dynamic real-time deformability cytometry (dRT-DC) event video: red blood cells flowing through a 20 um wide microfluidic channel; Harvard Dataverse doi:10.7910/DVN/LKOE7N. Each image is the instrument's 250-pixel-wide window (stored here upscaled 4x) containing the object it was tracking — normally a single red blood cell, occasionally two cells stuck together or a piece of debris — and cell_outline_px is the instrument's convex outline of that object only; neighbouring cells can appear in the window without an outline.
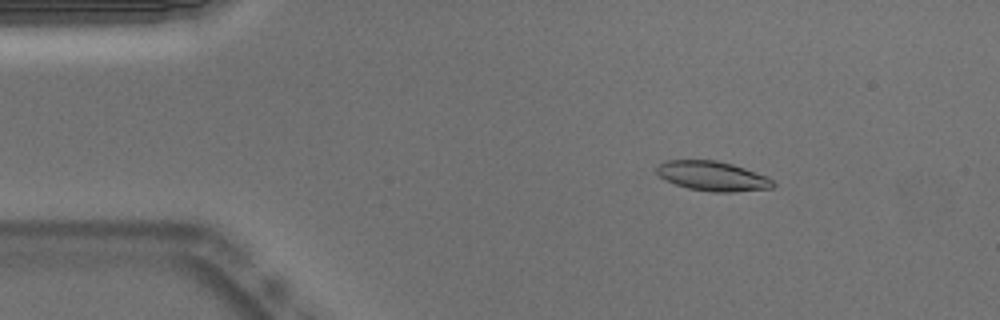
{"species": "Egyptian fruit bat (a non-hibernating species)", "species_latin": "Rousettus aegyptiacus", "temperature_condition": "warm", "stored_images_in_passage": 53, "camera_frame_rate_fps": 3000, "um_per_image_px": 0.085, "animal": {"sex": "male"}, "frame": {"image": 1, "passage_image": 8, "time_ms": 2.333, "image_size_px": [1000, 320], "cell_outline_px": [[776, 184], [772, 188], [732, 192], [712, 192], [688, 188], [664, 180], [656, 172], [656, 164], [664, 160], [716, 160], [732, 164], [768, 176]], "centroid_in_image_um": [60.54, 14.96], "position_along_channel_um": 24.5, "area_um2": 20.23}}
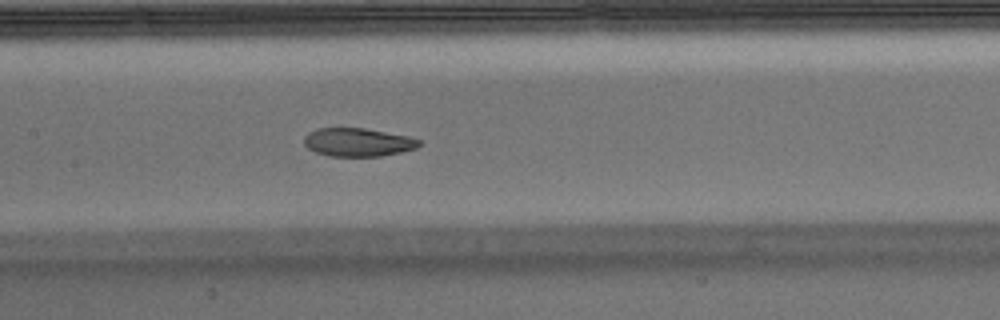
{"frame": {"image": 2, "passage_image": 25, "time_ms": 8.0, "image_size_px": [1000, 320], "cell_outline_px": [[420, 144], [416, 148], [400, 152], [380, 156], [328, 156], [316, 152], [308, 148], [304, 144], [304, 136], [308, 132], [316, 128], [364, 128], [408, 136], [420, 140]], "centroid_in_image_um": [30.38, 12.08], "position_along_channel_um": 177.0, "area_um2": 18.96}}
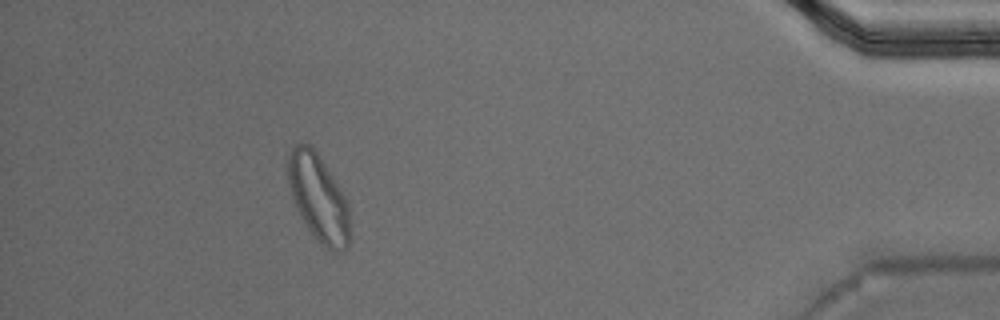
{"frame": {"image": 3, "passage_image": 48, "time_ms": 15.667, "image_size_px": [1000, 320], "cell_outline_px": [[348, 244], [344, 252], [332, 252], [324, 248], [316, 240], [300, 216], [296, 208], [288, 184], [284, 164], [292, 148], [296, 144], [312, 144], [340, 188], [348, 204]], "centroid_in_image_um": [27.02, 16.8], "position_along_channel_um": 408.2, "area_um2": 31.62}, "authors_computed_cell_mechanics": {"area_um2": 20.3456, "velocity_mm_per_s": 3.7709, "shape_relaxation_time_tau1_ms": 5.3628, "shape_relaxation_time_tau2_ms": 2.0048, "deformation_change_tau1": 0.1942, "deformation_change_tau2": 0.0763}}